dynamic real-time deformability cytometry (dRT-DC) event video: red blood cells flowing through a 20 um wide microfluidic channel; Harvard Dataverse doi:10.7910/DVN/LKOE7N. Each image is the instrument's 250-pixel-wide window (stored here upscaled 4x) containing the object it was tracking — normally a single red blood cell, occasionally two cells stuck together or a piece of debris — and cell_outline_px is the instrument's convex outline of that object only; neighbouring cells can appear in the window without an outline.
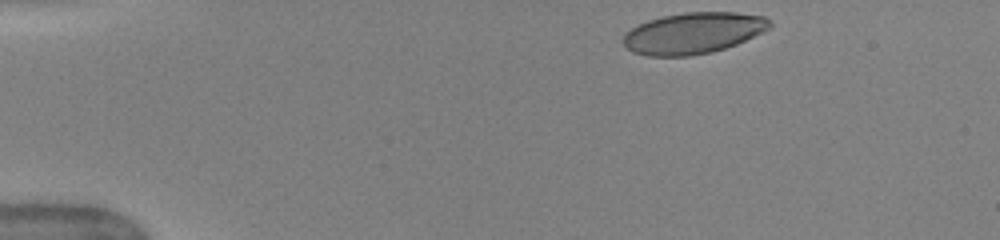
{"species": "human", "species_latin": "Homo sapiens", "temperature_condition": "warm", "stored_images_in_passage": 43, "camera_frame_rate_fps": 3000, "um_per_image_px": 0.085, "donor": {"sex": "female"}, "frame": {"image": 1, "passage_image": 1, "time_ms": 0.0, "image_size_px": [1000, 240], "cell_outline_px": [[772, 28], [764, 32], [736, 44], [712, 52], [692, 56], [648, 56], [632, 52], [624, 44], [624, 36], [632, 28], [648, 20], [664, 16], [684, 12], [736, 12], [764, 16], [772, 20]], "centroid_in_image_um": [58.99, 2.81], "position_along_channel_um": 26.0, "area_um2": 35.26}}
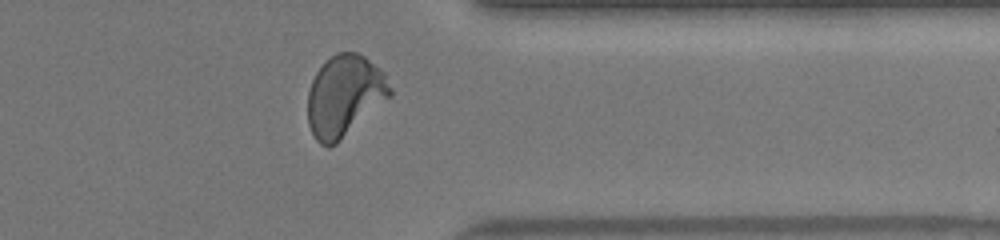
{"frame": {"image": 2, "passage_image": 34, "time_ms": 11.0, "image_size_px": [1000, 240], "cell_outline_px": [[392, 96], [336, 144], [328, 148], [320, 144], [316, 140], [308, 124], [308, 92], [312, 80], [316, 72], [336, 52], [356, 52], [364, 56], [384, 72], [392, 88]], "centroid_in_image_um": [29.3, 8.16], "position_along_channel_um": 382.1, "area_um2": 39.02}}
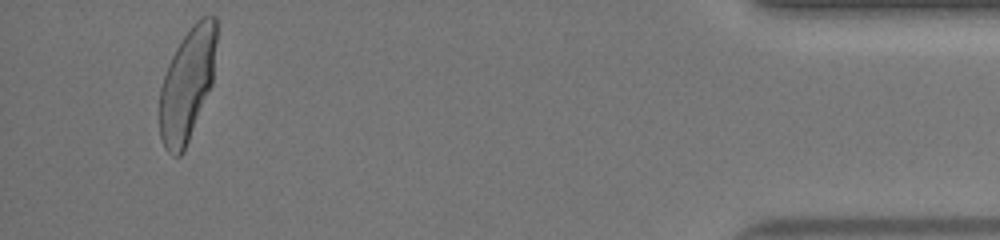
{"frame": {"image": 3, "passage_image": 41, "time_ms": 13.333, "image_size_px": [1000, 240], "cell_outline_px": [[216, 40], [212, 84], [184, 152], [180, 156], [172, 156], [164, 148], [160, 136], [160, 88], [168, 64], [176, 48], [192, 24], [200, 16], [216, 16]], "centroid_in_image_um": [15.91, 7.19], "position_along_channel_um": 419.3, "area_um2": 37.22}, "authors_computed_cell_mechanics": {"area_um2": 37.57, "velocity_mm_per_s": 4.0436, "shape_relaxation_time_tau1_ms": 4.6877, "shape_relaxation_time_tau2_ms": null, "deformation_change_tau1": 0.1928, "deformation_change_tau2": null}}